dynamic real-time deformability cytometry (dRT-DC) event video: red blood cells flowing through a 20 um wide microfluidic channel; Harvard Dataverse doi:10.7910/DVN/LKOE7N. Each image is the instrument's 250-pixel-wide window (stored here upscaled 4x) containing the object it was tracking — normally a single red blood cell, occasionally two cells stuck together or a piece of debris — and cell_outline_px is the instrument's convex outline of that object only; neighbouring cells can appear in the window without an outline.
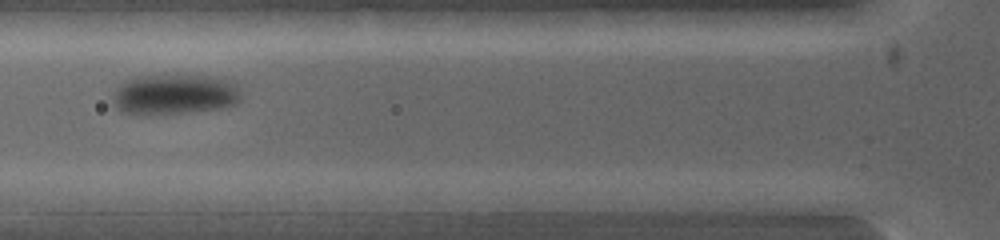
{"species": "common noctule bat (a hibernating species)", "species_latin": "Nyctalus noctula", "temperature_condition": "warm", "stored_images_in_passage": 7, "segment_of_instrument_passage": [2, 2], "camera_frame_rate_fps": 5000, "um_per_image_px": 0.085, "animal": {"sex": "female", "body_mass_g": 19.0, "forearm_length_mm": 53.3}, "frame": {"image": 1, "passage_image": 7, "time_ms": 1.2, "image_size_px": [1000, 240], "cell_outline_px": [[624, 200], [596, 212], [516, 216], [508, 216], [496, 212], [488, 200], [496, 192], [584, 192]], "centroid_in_image_um": [46.65, 17.26], "position_along_channel_um": 79.2, "area_um2": 18.26}}